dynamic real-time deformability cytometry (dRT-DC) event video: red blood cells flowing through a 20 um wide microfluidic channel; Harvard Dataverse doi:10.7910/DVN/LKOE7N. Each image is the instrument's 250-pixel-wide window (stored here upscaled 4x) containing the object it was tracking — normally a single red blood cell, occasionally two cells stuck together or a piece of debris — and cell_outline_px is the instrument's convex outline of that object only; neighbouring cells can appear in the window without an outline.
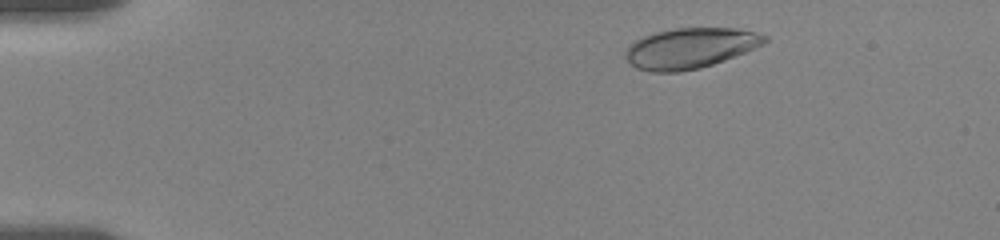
{"species": "human", "species_latin": "Homo sapiens", "temperature_condition": "room temperature", "stored_images_in_passage": 14, "camera_frame_rate_fps": 3000, "um_per_image_px": 0.085, "donor": {"sex": "female"}, "frame": {"image": 1, "passage_image": 5, "time_ms": 1.667, "image_size_px": [1000, 240], "cell_outline_px": [[768, 40], [764, 44], [724, 60], [700, 68], [680, 72], [652, 72], [636, 68], [624, 56], [624, 52], [628, 44], [644, 36], [656, 32], [676, 28], [736, 28], [756, 32], [768, 36]], "centroid_in_image_um": [58.65, 4.09], "position_along_channel_um": 26.4, "area_um2": 32.77}}
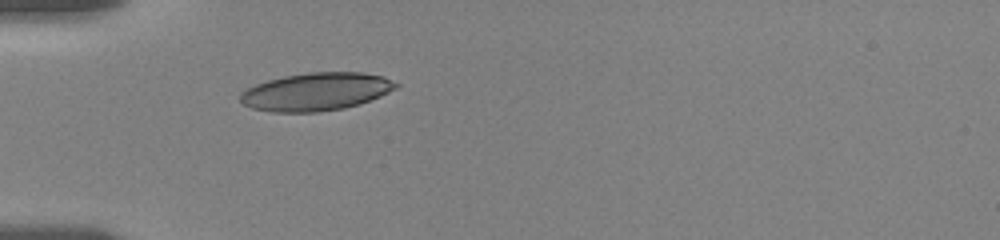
{"frame": {"image": 2, "passage_image": 11, "time_ms": 4.667, "image_size_px": [1000, 240], "cell_outline_px": [[400, 84], [396, 88], [380, 96], [360, 104], [344, 108], [316, 112], [272, 112], [252, 108], [244, 104], [240, 100], [240, 92], [256, 84], [268, 80], [284, 76], [308, 72], [360, 72], [384, 76]], "centroid_in_image_um": [26.88, 7.79], "position_along_channel_um": 58.1, "area_um2": 34.39}}
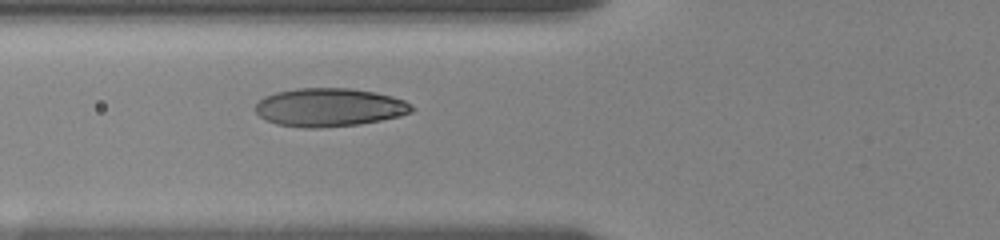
{"frame": {"image": 3, "passage_image": 14, "time_ms": 6.0, "image_size_px": [1000, 240], "cell_outline_px": [[416, 108], [412, 112], [400, 116], [380, 120], [356, 124], [320, 128], [304, 128], [276, 124], [264, 120], [256, 112], [256, 104], [264, 96], [276, 92], [296, 88], [348, 88], [376, 92], [392, 96], [404, 100], [412, 104]], "centroid_in_image_um": [28.0, 9.12], "position_along_channel_um": 97.8, "area_um2": 35.08}}